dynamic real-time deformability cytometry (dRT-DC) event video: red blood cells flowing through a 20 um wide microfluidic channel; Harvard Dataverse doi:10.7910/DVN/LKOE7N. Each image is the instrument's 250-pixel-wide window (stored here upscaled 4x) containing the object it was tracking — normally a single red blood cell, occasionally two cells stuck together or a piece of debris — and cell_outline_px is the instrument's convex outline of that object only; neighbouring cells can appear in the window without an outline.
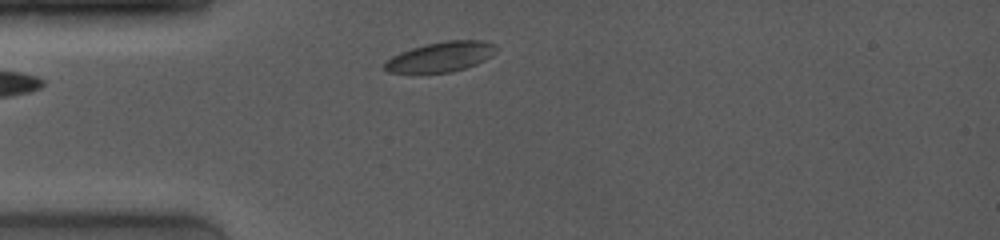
{"species": "common noctule bat (a hibernating species)", "species_latin": "Nyctalus noctula", "temperature_condition": "room temperature", "stored_images_in_passage": 16, "camera_frame_rate_fps": 4000, "um_per_image_px": 0.085, "animal": {"sex": "female", "body_mass_g": 19.0, "forearm_length_mm": 53.3}, "frame": {"image": 1, "passage_image": 1, "time_ms": 0.0, "image_size_px": [1000, 240], "cell_outline_px": [[500, 48], [492, 56], [476, 64], [452, 72], [388, 72], [384, 68], [384, 64], [392, 56], [400, 52], [412, 48], [428, 44], [448, 40], [484, 40], [496, 44]], "centroid_in_image_um": [37.54, 4.81], "position_along_channel_um": 47.5, "area_um2": 19.36}}
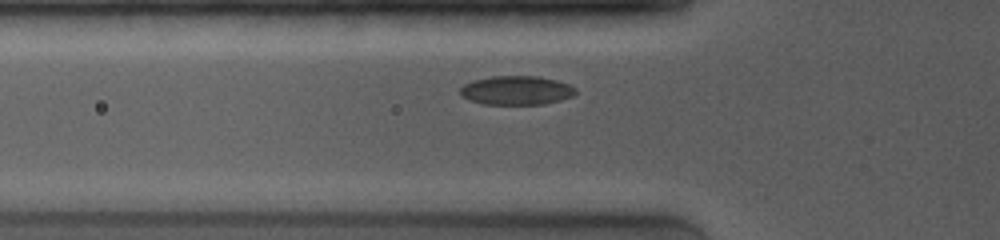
{"frame": {"image": 2, "passage_image": 5, "time_ms": 1.25, "image_size_px": [1000, 240], "cell_outline_px": [[576, 92], [572, 96], [560, 100], [544, 104], [484, 104], [468, 100], [460, 96], [460, 88], [464, 84], [472, 80], [492, 76], [536, 76], [556, 80], [568, 84], [576, 88]], "centroid_in_image_um": [43.86, 7.68], "position_along_channel_um": 81.9, "area_um2": 19.54}}
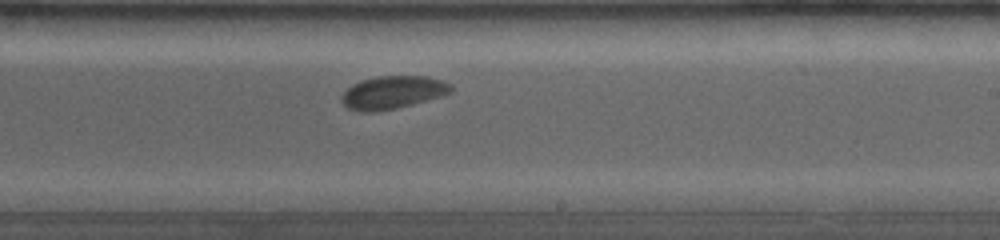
{"frame": {"image": 3, "passage_image": 16, "time_ms": 5.75, "image_size_px": [1000, 240], "cell_outline_px": [[452, 92], [440, 96], [412, 104], [396, 108], [372, 112], [360, 112], [348, 108], [340, 100], [340, 96], [352, 84], [360, 80], [376, 76], [424, 76], [444, 80], [452, 84]], "centroid_in_image_um": [33.36, 7.84], "position_along_channel_um": 255.6, "area_um2": 21.04}}